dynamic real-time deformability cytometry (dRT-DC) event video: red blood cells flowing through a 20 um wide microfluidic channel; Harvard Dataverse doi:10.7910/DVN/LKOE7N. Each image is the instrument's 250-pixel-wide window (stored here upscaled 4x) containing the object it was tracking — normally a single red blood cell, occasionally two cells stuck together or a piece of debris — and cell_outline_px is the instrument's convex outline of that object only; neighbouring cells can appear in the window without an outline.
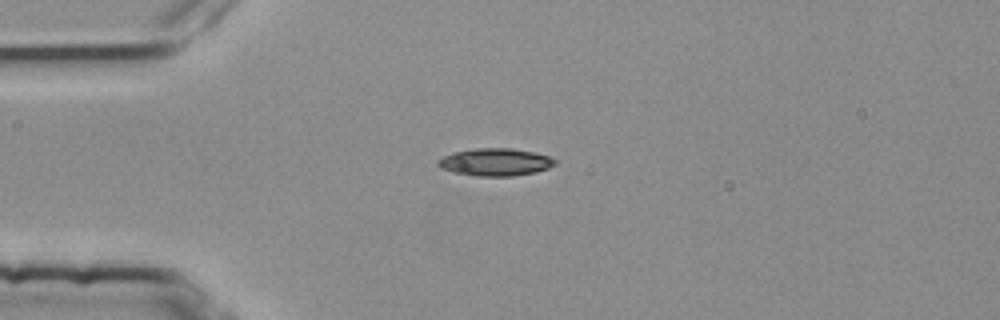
{"species": "common noctule bat (a hibernating species)", "species_latin": "Nyctalus noctula", "temperature_condition": "room temperature", "stored_images_in_passage": 3, "camera_frame_rate_fps": 3000, "um_per_image_px": 0.085, "animal": {"sex": "female", "body_mass_g": 25.1}, "frame": {"image": 1, "passage_image": 2, "time_ms": 0.333, "image_size_px": [1000, 320], "cell_outline_px": [[556, 164], [548, 168], [536, 172], [512, 176], [476, 176], [456, 172], [440, 168], [436, 164], [436, 160], [452, 152], [476, 148], [512, 148], [532, 152], [548, 156], [556, 160]], "centroid_in_image_um": [42.08, 13.77], "position_along_channel_um": 42.9, "area_um2": 18.73}}